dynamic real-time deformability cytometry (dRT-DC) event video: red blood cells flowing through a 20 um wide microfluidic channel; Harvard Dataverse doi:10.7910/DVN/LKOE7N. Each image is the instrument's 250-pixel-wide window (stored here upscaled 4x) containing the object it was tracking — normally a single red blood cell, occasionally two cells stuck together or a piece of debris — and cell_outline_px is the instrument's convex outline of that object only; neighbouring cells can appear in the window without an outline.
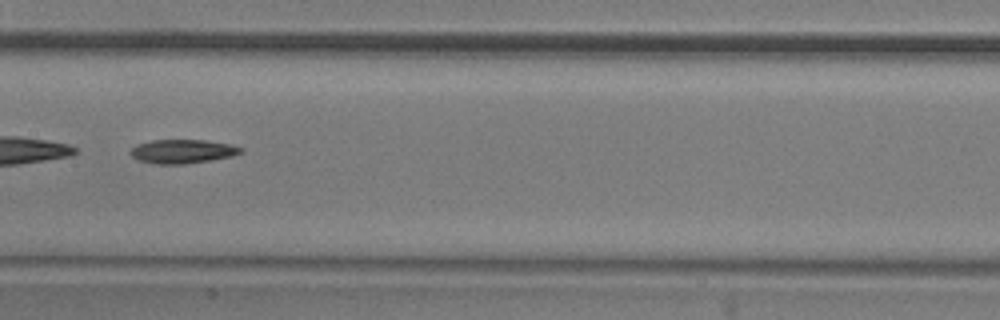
{"species": "common noctule bat (a hibernating species)", "species_latin": "Nyctalus noctula", "temperature_condition": "room temperature", "stored_images_in_passage": 36, "camera_frame_rate_fps": 3000, "um_per_image_px": 0.085, "animal": {"sex": "male", "body_mass_g": 20.5, "forearm_length_mm": 52.5}, "frame": {"image": 1, "passage_image": 11, "time_ms": 3.333, "image_size_px": [1000, 320], "cell_outline_px": [[244, 152], [232, 156], [212, 160], [184, 164], [152, 164], [136, 160], [128, 152], [136, 144], [152, 140], [204, 140], [232, 144], [244, 148]], "centroid_in_image_um": [15.51, 12.87], "position_along_channel_um": 191.9, "area_um2": 15.66}, "authors_computed_cell_mechanics": {"area_um2": 15.7505, "velocity_mm_per_s": 3.9067, "shape_relaxation_time_tau1_ms": 9.1438, "shape_relaxation_time_tau2_ms": null, "deformation_change_tau1": 0.1598, "deformation_change_tau2": null}}